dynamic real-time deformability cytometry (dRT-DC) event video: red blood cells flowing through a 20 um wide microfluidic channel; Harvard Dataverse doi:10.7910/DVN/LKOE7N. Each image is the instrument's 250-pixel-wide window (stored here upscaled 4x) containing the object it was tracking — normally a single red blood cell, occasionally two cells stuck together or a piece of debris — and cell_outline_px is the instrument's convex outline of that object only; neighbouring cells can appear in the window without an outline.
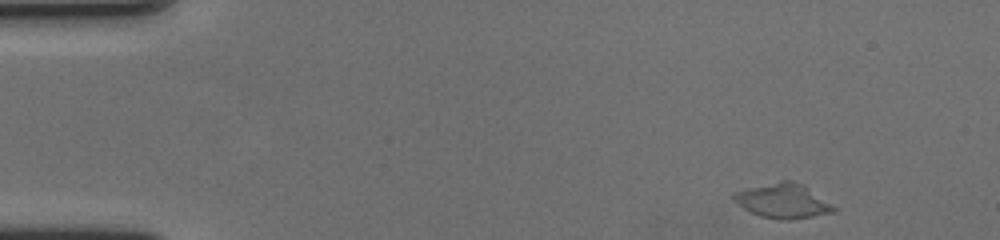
{"species": "human", "species_latin": "Homo sapiens", "temperature_condition": "cold", "stored_images_in_passage": 54, "camera_frame_rate_fps": 3000, "um_per_image_px": 0.085, "donor": {"sex": "female"}, "frame": {"image": 1, "passage_image": 1, "time_ms": 0.0, "image_size_px": [1000, 240], "cell_outline_px": [[836, 212], [788, 220], [784, 220], [760, 216], [744, 208], [732, 200], [732, 192], [780, 180], [792, 180], [804, 184], [836, 208]], "centroid_in_image_um": [66.53, 17.06], "position_along_channel_um": 18.5, "area_um2": 20.06}}
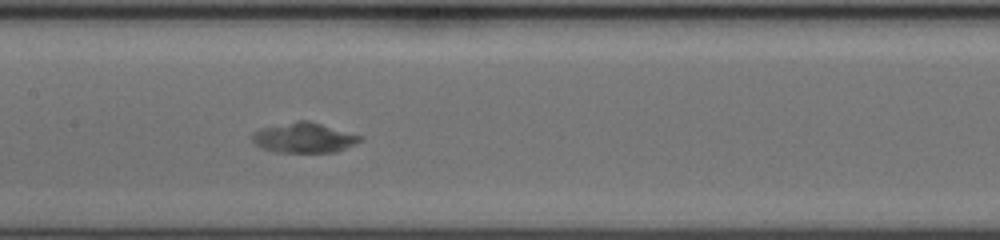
{"frame": {"image": 2, "passage_image": 24, "time_ms": 7.667, "image_size_px": [1000, 240], "cell_outline_px": [[364, 140], [336, 152], [276, 152], [260, 148], [252, 140], [252, 132], [260, 128], [296, 120], [308, 120], [364, 136]], "centroid_in_image_um": [25.84, 11.7], "position_along_channel_um": 181.6, "area_um2": 19.13}}
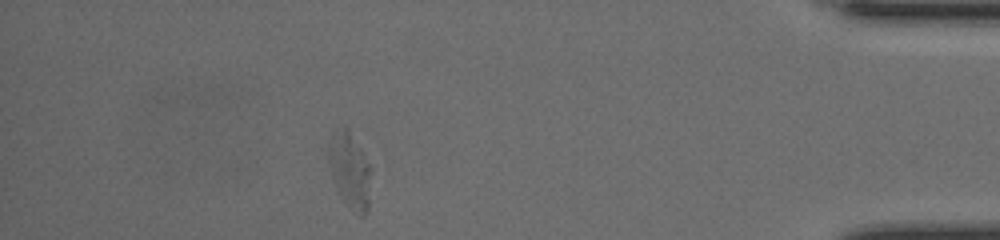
{"frame": {"image": 3, "passage_image": 47, "time_ms": 15.333, "image_size_px": [1000, 240], "cell_outline_px": [[372, 168], [368, 208], [364, 216], [360, 216], [340, 196], [336, 188], [328, 164], [328, 144], [336, 128], [340, 124], [344, 124], [348, 128]], "centroid_in_image_um": [29.73, 14.42], "position_along_channel_um": 405.5, "area_um2": 18.9}}